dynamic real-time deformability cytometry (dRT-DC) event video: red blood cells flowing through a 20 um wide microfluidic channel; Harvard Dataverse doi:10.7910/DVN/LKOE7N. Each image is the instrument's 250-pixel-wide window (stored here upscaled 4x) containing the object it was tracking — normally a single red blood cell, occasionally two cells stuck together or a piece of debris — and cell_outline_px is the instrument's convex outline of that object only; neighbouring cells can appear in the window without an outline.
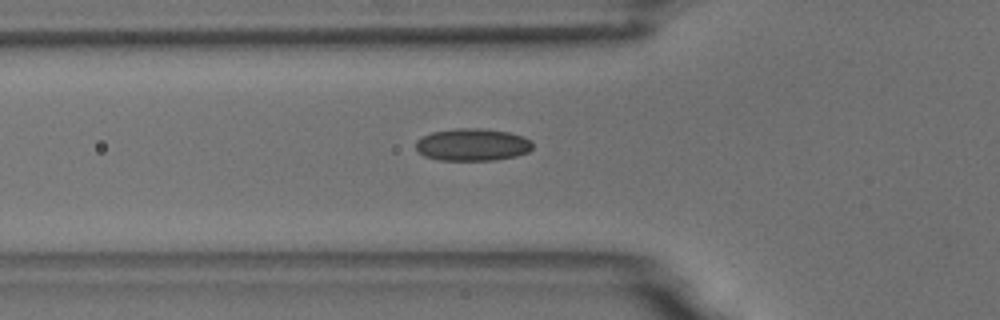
{"species": "common noctule bat (a hibernating species)", "species_latin": "Nyctalus noctula", "temperature_condition": "room temperature", "stored_images_in_passage": 7, "camera_frame_rate_fps": 3000, "um_per_image_px": 0.085, "animal": {"sex": "male", "body_mass_g": 18.8}, "frame": {"image": 1, "passage_image": 7, "time_ms": 7.667, "image_size_px": [1000, 320], "cell_outline_px": [[532, 148], [528, 152], [516, 156], [492, 160], [440, 160], [424, 156], [416, 148], [416, 140], [432, 132], [456, 128], [480, 128], [508, 132], [524, 136], [532, 140]], "centroid_in_image_um": [40.18, 12.29], "position_along_channel_um": 85.6, "area_um2": 22.02}}